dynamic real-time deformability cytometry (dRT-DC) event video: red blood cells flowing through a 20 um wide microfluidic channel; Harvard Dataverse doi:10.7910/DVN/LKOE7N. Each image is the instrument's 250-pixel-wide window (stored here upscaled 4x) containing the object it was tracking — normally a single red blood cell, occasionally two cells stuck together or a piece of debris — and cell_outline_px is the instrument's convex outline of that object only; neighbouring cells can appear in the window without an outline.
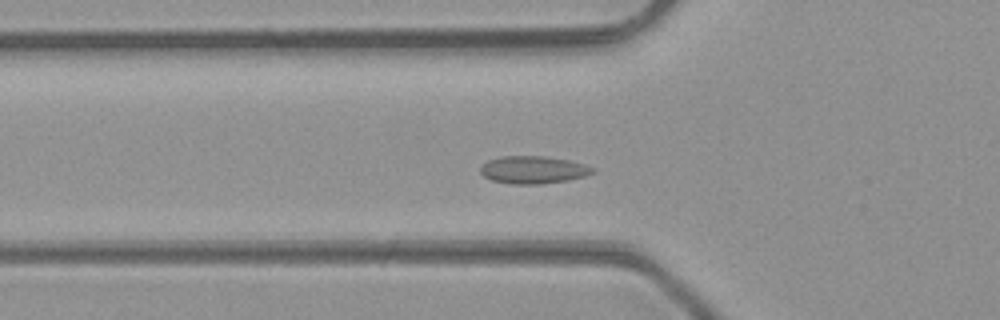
{"species": "common noctule bat (a hibernating species)", "species_latin": "Nyctalus noctula", "temperature_condition": "room temperature", "stored_images_in_passage": 39, "camera_frame_rate_fps": 3000, "um_per_image_px": 0.085, "animal": {"sex": "male", "body_mass_g": 23.1, "forearm_length_mm": 52.7}, "frame": {"image": 1, "passage_image": 8, "time_ms": 2.333, "image_size_px": [1000, 320], "cell_outline_px": [[596, 172], [584, 176], [568, 180], [544, 184], [512, 184], [492, 180], [484, 176], [480, 172], [480, 168], [488, 160], [500, 156], [544, 156], [568, 160], [584, 164], [596, 168]], "centroid_in_image_um": [45.35, 14.43], "position_along_channel_um": 80.5, "area_um2": 18.09}}
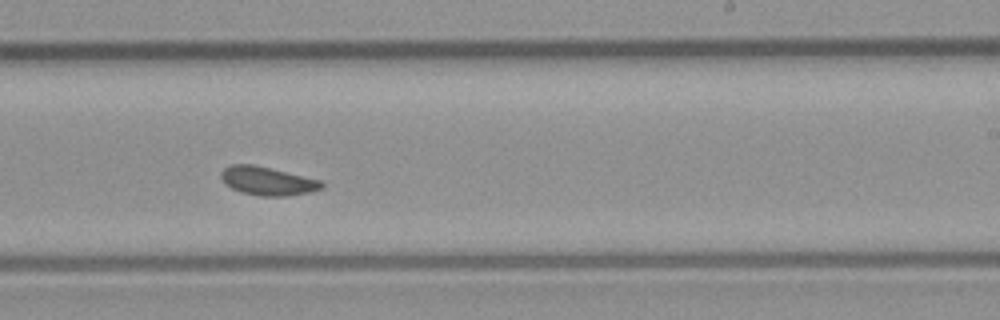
{"frame": {"image": 2, "passage_image": 21, "time_ms": 6.667, "image_size_px": [1000, 320], "cell_outline_px": [[324, 188], [312, 192], [288, 196], [260, 196], [240, 192], [224, 184], [220, 176], [220, 172], [224, 168], [232, 164], [252, 164], [320, 180], [324, 184]], "centroid_in_image_um": [22.72, 15.4], "position_along_channel_um": 266.3, "area_um2": 16.76}}
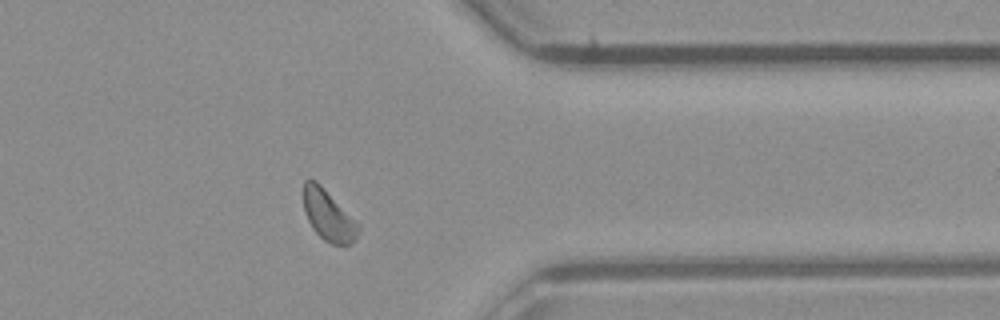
{"frame": {"image": 3, "passage_image": 30, "time_ms": 9.667, "image_size_px": [1000, 320], "cell_outline_px": [[360, 228], [356, 240], [352, 244], [332, 244], [324, 240], [312, 228], [304, 212], [304, 180], [308, 176], [316, 180], [360, 224]], "centroid_in_image_um": [27.92, 18.29], "position_along_channel_um": 383.5, "area_um2": 16.36}, "authors_computed_cell_mechanics": {"area_um2": 16.473, "velocity_mm_per_s": 4.275, "shape_relaxation_time_tau1_ms": null, "shape_relaxation_time_tau2_ms": 9.4177, "deformation_change_tau1": null, "deformation_change_tau2": 0.0888}}